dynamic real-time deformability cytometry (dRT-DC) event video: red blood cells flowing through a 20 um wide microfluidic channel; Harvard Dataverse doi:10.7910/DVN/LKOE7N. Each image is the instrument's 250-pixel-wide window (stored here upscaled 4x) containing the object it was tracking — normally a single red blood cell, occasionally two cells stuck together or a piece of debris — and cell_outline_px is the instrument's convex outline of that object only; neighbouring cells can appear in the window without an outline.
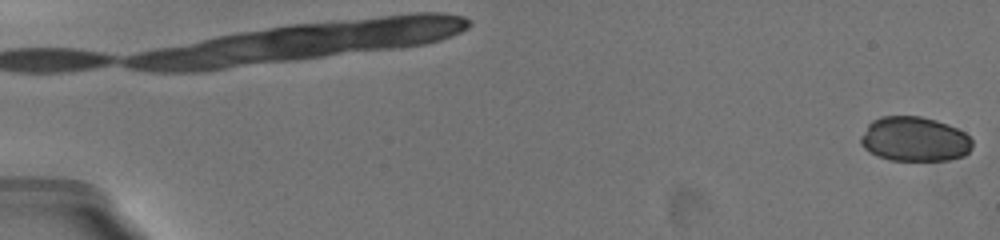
{"species": "common noctule bat (a hibernating species)", "species_latin": "Nyctalus noctula", "temperature_condition": "warm", "stored_images_in_passage": 67, "camera_frame_rate_fps": 3000, "um_per_image_px": 0.085, "animal": {"sex": "female", "body_mass_g": 19.5, "forearm_length_mm": 54.1}, "frame": {"image": 1, "passage_image": 1, "time_ms": 0.0, "image_size_px": [1000, 240], "cell_outline_px": [[972, 148], [964, 156], [948, 160], [888, 160], [876, 156], [868, 152], [860, 144], [860, 136], [868, 124], [872, 120], [880, 116], [920, 116], [956, 128], [964, 132], [972, 140]], "centroid_in_image_um": [77.68, 11.84], "position_along_channel_um": 7.3, "area_um2": 29.07}}
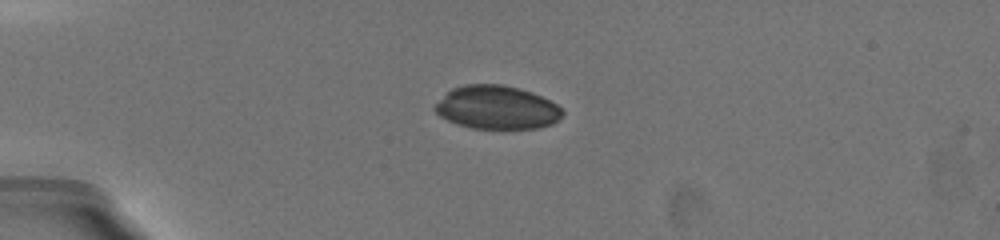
{"frame": {"image": 2, "passage_image": 40, "time_ms": 5.333, "image_size_px": [1000, 240], "cell_outline_px": [[564, 112], [552, 124], [536, 128], [508, 132], [500, 132], [468, 128], [456, 124], [440, 116], [432, 108], [452, 88], [464, 84], [500, 84], [516, 88], [540, 96], [556, 104]], "centroid_in_image_um": [42.2, 9.2], "position_along_channel_um": 42.8, "area_um2": 32.89}}